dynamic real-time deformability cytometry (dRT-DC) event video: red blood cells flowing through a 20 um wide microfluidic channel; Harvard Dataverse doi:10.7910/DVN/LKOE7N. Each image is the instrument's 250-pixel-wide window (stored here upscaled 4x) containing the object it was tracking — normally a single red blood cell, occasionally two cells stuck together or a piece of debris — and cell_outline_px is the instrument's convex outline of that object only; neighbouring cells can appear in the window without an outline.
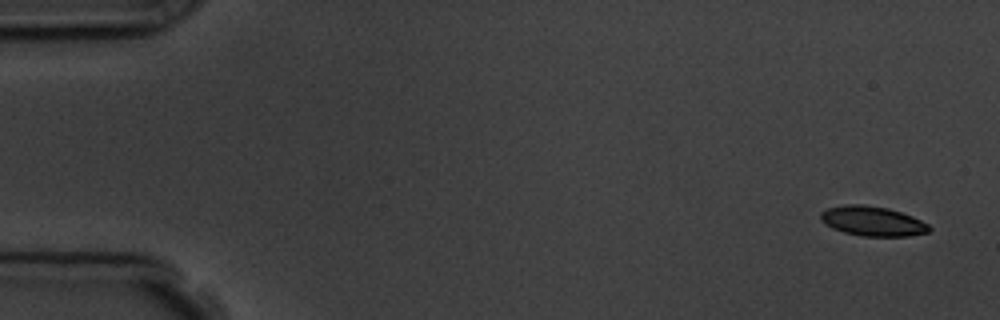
{"species": "common noctule bat (a hibernating species)", "species_latin": "Nyctalus noctula", "temperature_condition": "room temperature", "stored_images_in_passage": 5, "segment_of_instrument_passage": [1, 2], "camera_frame_rate_fps": 3000, "um_per_image_px": 0.085, "animal": {"sex": "male", "body_mass_g": 19.5, "forearm_length_mm": 54.6}, "frame": {"image": 1, "passage_image": 1, "time_ms": 0.0, "image_size_px": [1000, 320], "cell_outline_px": [[932, 228], [928, 232], [908, 236], [864, 236], [844, 232], [832, 228], [824, 224], [820, 220], [820, 212], [828, 208], [848, 204], [864, 204], [888, 208], [912, 216], [928, 224]], "centroid_in_image_um": [74.15, 18.79], "position_along_channel_um": 10.9, "area_um2": 18.79}}